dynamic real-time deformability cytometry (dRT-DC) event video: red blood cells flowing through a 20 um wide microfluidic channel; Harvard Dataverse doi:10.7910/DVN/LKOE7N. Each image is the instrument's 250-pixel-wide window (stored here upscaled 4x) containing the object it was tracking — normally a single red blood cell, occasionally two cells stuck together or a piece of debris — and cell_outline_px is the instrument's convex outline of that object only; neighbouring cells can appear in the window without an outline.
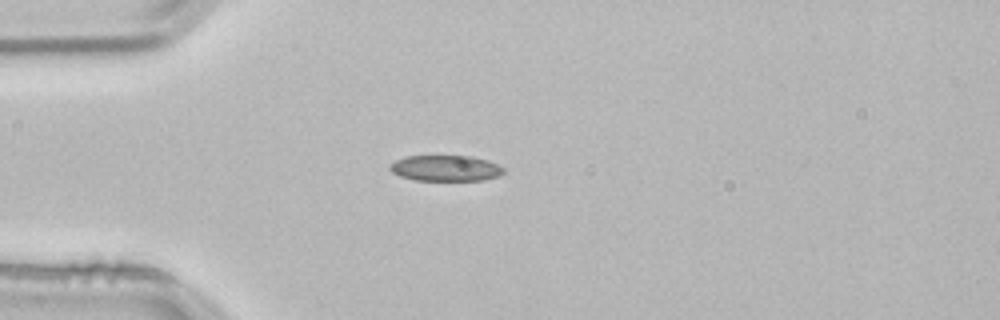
{"species": "common noctule bat (a hibernating species)", "species_latin": "Nyctalus noctula", "temperature_condition": "room temperature", "stored_images_in_passage": 2, "camera_frame_rate_fps": 3000, "um_per_image_px": 0.085, "animal": {"sex": "male", "body_mass_g": 21.5, "forearm_length_mm": 52.0}, "frame": {"image": 1, "passage_image": 2, "time_ms": 0.333, "image_size_px": [1000, 320], "cell_outline_px": [[504, 172], [496, 176], [484, 180], [416, 180], [400, 176], [392, 172], [388, 168], [396, 160], [404, 156], [472, 156], [488, 160], [504, 168]], "centroid_in_image_um": [37.87, 14.29], "position_along_channel_um": 47.1, "area_um2": 16.99}}